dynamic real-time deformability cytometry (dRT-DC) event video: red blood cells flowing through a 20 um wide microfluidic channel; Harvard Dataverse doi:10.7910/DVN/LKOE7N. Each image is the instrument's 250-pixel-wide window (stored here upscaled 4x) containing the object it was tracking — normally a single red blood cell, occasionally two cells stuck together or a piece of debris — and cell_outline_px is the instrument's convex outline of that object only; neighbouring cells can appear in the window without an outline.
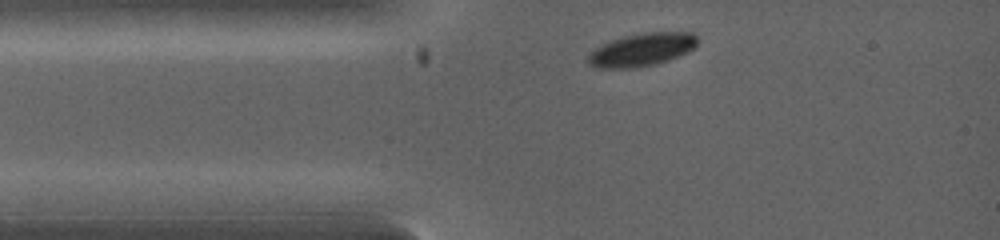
{"species": "common noctule bat (a hibernating species)", "species_latin": "Nyctalus noctula", "temperature_condition": "warm", "stored_images_in_passage": 23, "camera_frame_rate_fps": 5000, "um_per_image_px": 0.085, "animal": {"sex": "female", "body_mass_g": 19.0, "forearm_length_mm": 53.3}, "frame": {"image": 1, "passage_image": 1, "time_ms": 0.0, "image_size_px": [1000, 240], "cell_outline_px": [[700, 40], [688, 52], [668, 60], [656, 64], [636, 68], [596, 68], [588, 64], [588, 56], [596, 48], [608, 40], [624, 36], [644, 32], [692, 32]], "centroid_in_image_um": [54.56, 4.22], "position_along_channel_um": 30.4, "area_um2": 21.15}}
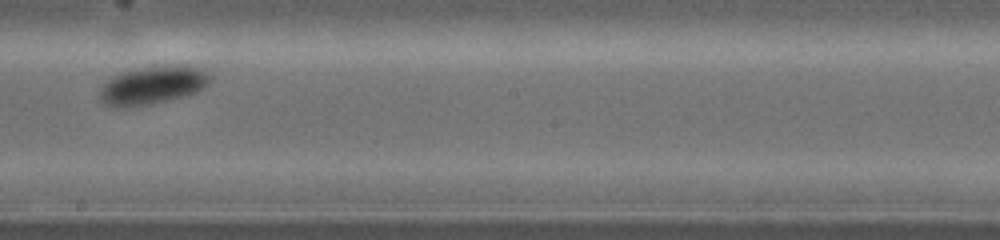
{"frame": {"image": 2, "passage_image": 13, "time_ms": 3.8, "image_size_px": [1000, 240], "cell_outline_px": [[212, 80], [204, 88], [196, 92], [184, 96], [152, 104], [128, 108], [120, 108], [104, 104], [100, 100], [100, 88], [108, 76], [116, 72], [132, 68], [152, 64], [192, 64], [204, 68], [212, 76]], "centroid_in_image_um": [12.98, 7.18], "position_along_channel_um": 235.2, "area_um2": 26.13}}
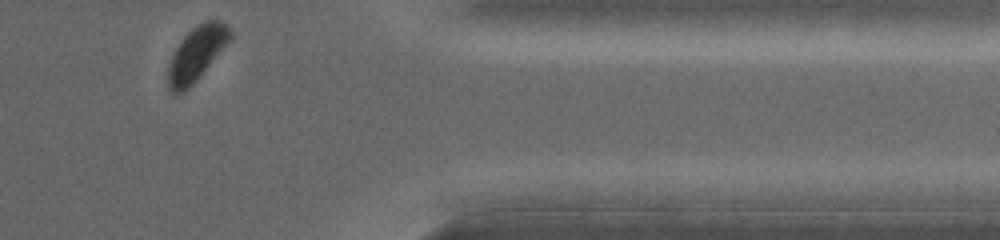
{"frame": {"image": 3, "passage_image": 22, "time_ms": 6.8, "image_size_px": [1000, 240], "cell_outline_px": [[232, 40], [196, 80], [184, 92], [176, 96], [168, 88], [168, 68], [172, 56], [180, 40], [196, 24], [204, 20], [220, 20], [232, 32]], "centroid_in_image_um": [16.72, 4.56], "position_along_channel_um": 394.7, "area_um2": 19.71}}